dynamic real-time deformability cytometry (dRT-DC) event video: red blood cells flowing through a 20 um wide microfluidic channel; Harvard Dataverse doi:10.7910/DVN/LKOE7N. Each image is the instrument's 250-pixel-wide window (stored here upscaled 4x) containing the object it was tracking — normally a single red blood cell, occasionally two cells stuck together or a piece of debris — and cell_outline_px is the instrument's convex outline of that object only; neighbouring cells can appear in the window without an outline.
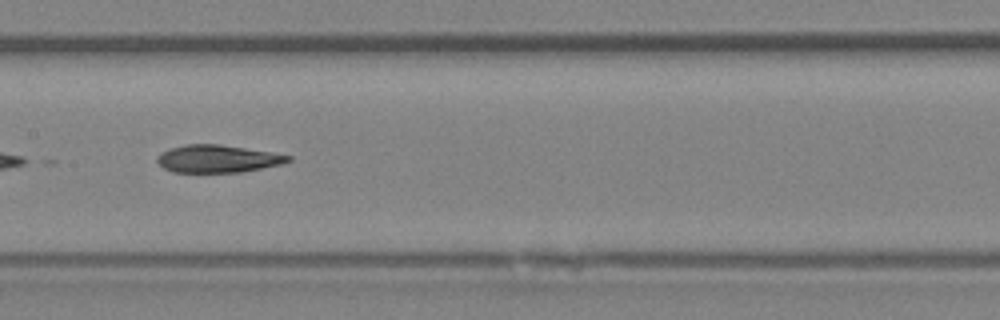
{"species": "Egyptian fruit bat (a non-hibernating species)", "species_latin": "Rousettus aegyptiacus", "temperature_condition": "room temperature", "stored_images_in_passage": 34, "camera_frame_rate_fps": 3000, "um_per_image_px": 0.085, "animal": {"sex": "female"}, "frame": {"image": 1, "passage_image": 10, "time_ms": 3.0, "image_size_px": [1000, 320], "cell_outline_px": [[292, 160], [284, 164], [240, 172], [172, 172], [164, 168], [156, 160], [156, 156], [160, 152], [168, 148], [184, 144], [220, 144], [292, 156]], "centroid_in_image_um": [18.46, 13.49], "position_along_channel_um": 188.9, "area_um2": 21.1}}
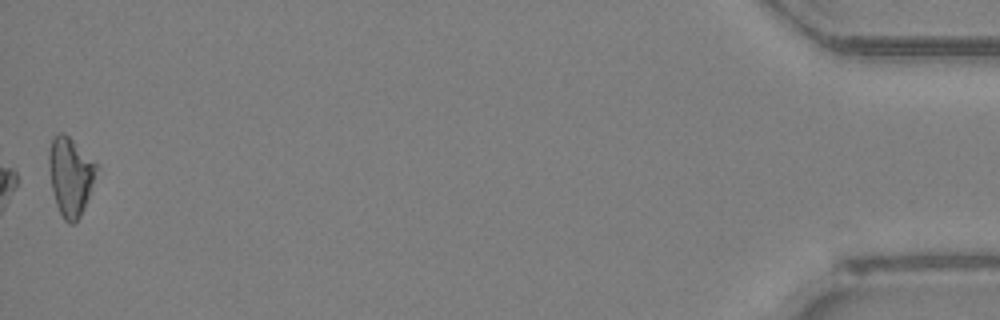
{"frame": {"image": 2, "passage_image": 34, "time_ms": 11.0, "image_size_px": [1000, 320], "cell_outline_px": [[100, 168], [84, 208], [80, 216], [72, 224], [68, 224], [64, 220], [56, 204], [52, 188], [48, 160], [48, 152], [52, 136], [60, 132], [64, 132]], "centroid_in_image_um": [5.99, 14.98], "position_along_channel_um": 429.2, "area_um2": 21.68}, "authors_computed_cell_mechanics": {"area_um2": 21.675, "velocity_mm_per_s": 4.2191, "shape_relaxation_time_tau1_ms": 8.7139, "shape_relaxation_time_tau2_ms": 5.4527, "deformation_change_tau1": 0.1989, "deformation_change_tau2": 0.139}}